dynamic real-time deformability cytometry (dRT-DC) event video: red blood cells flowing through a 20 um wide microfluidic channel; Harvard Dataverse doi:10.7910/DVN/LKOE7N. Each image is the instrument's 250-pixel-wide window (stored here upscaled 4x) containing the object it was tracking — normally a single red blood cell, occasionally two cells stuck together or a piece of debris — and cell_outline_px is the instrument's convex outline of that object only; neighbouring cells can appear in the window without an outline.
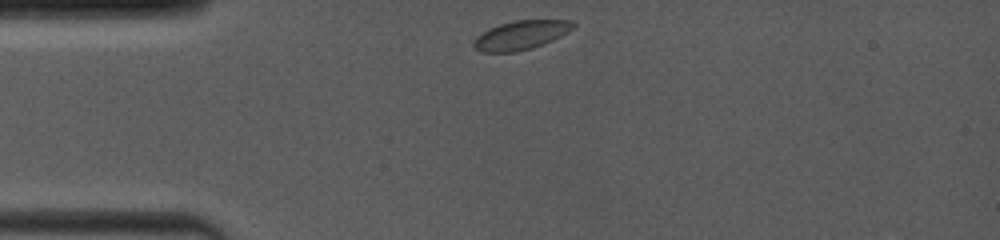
{"species": "common noctule bat (a hibernating species)", "species_latin": "Nyctalus noctula", "temperature_condition": "room temperature", "stored_images_in_passage": 6, "camera_frame_rate_fps": 4000, "um_per_image_px": 0.085, "animal": {"sex": "female", "body_mass_g": 19.0, "forearm_length_mm": 53.3}, "frame": {"image": 1, "passage_image": 1, "time_ms": 0.0, "image_size_px": [1000, 240], "cell_outline_px": [[576, 24], [568, 32], [544, 44], [532, 48], [516, 52], [480, 52], [472, 44], [476, 36], [488, 28], [500, 24], [516, 20], [572, 20]], "centroid_in_image_um": [44.26, 2.98], "position_along_channel_um": 40.7, "area_um2": 16.82}}
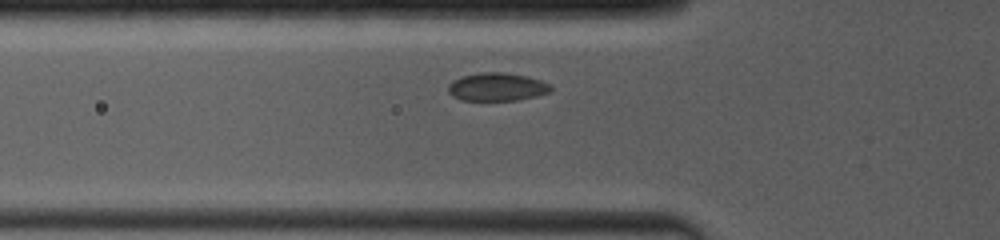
{"frame": {"image": 2, "passage_image": 4, "time_ms": 1.75, "image_size_px": [1000, 240], "cell_outline_px": [[552, 92], [520, 100], [460, 100], [452, 96], [448, 92], [448, 84], [452, 80], [460, 76], [480, 72], [504, 72], [528, 76], [552, 84]], "centroid_in_image_um": [42.25, 7.38], "position_along_channel_um": 83.5, "area_um2": 17.17}}
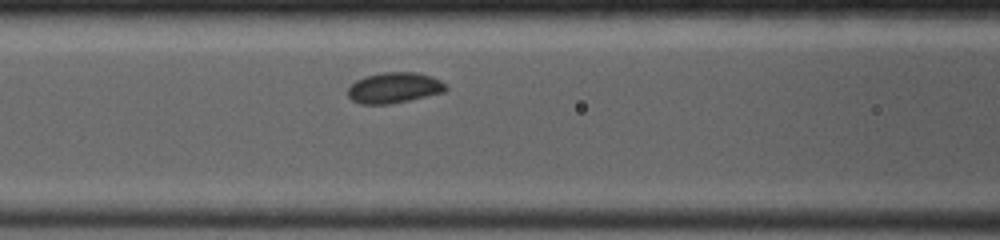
{"frame": {"image": 3, "passage_image": 6, "time_ms": 3.0, "image_size_px": [1000, 240], "cell_outline_px": [[448, 88], [444, 92], [408, 100], [388, 104], [360, 104], [352, 100], [348, 96], [348, 88], [356, 80], [364, 76], [384, 72], [416, 72], [432, 76], [448, 84]], "centroid_in_image_um": [33.52, 7.45], "position_along_channel_um": 133.1, "area_um2": 17.57}}